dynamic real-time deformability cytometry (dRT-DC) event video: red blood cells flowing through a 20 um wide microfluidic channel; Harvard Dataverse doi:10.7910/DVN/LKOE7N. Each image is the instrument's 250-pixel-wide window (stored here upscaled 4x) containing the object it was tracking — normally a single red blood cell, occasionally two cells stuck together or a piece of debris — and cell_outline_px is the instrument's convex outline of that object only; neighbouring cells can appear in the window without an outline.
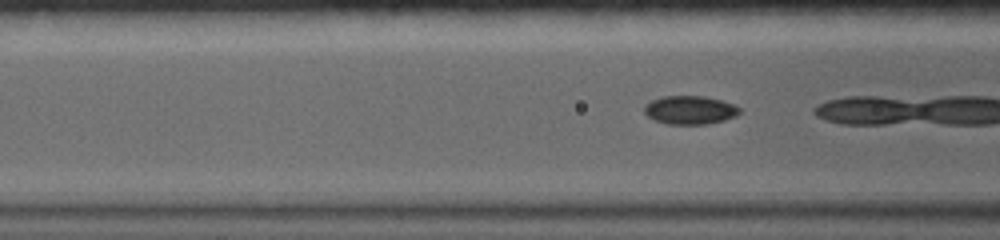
{"species": "common noctule bat (a hibernating species)", "species_latin": "Nyctalus noctula", "temperature_condition": "warm", "stored_images_in_passage": 45, "camera_frame_rate_fps": 5000, "um_per_image_px": 0.085, "animal": {"sex": "female", "body_mass_g": 19.0, "forearm_length_mm": 56.7}, "frame": {"image": 1, "passage_image": 7, "time_ms": 1.2, "image_size_px": [1000, 240], "cell_outline_px": [[740, 112], [736, 116], [724, 120], [708, 124], [668, 124], [656, 120], [648, 116], [644, 112], [644, 104], [652, 100], [664, 96], [704, 96], [720, 100], [732, 104], [740, 108]], "centroid_in_image_um": [58.64, 9.35], "position_along_channel_um": 108.0, "area_um2": 15.72}}
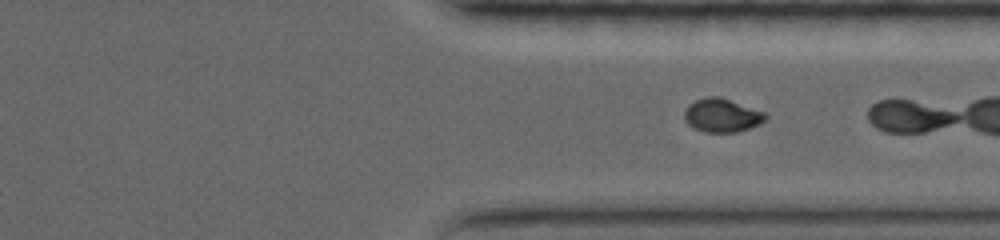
{"frame": {"image": 2, "passage_image": 39, "time_ms": 7.6, "image_size_px": [1000, 240], "cell_outline_px": [[768, 116], [760, 124], [736, 132], [704, 132], [688, 124], [684, 120], [684, 112], [688, 104], [696, 100], [708, 96], [720, 96], [764, 112]], "centroid_in_image_um": [61.34, 9.79], "position_along_channel_um": 350.1, "area_um2": 15.78}}